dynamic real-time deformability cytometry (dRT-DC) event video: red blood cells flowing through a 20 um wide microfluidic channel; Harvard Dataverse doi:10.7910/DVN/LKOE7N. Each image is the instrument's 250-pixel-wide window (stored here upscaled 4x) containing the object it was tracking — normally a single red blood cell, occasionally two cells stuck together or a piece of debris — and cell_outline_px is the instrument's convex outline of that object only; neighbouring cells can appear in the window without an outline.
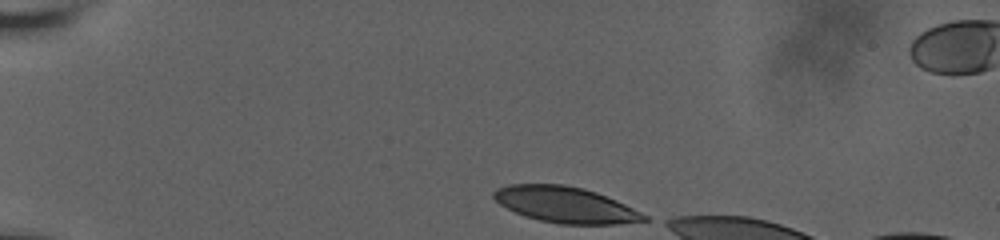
{"species": "human", "species_latin": "Homo sapiens", "temperature_condition": "room temperature", "stored_images_in_passage": 39, "camera_frame_rate_fps": 3000, "um_per_image_px": 0.085, "donor": {"sex": "male"}, "frame": {"image": 1, "passage_image": 1, "time_ms": 0.0, "image_size_px": [1000, 240], "cell_outline_px": [[648, 220], [616, 224], [560, 224], [540, 220], [524, 216], [500, 204], [492, 196], [492, 192], [496, 188], [508, 184], [564, 184], [584, 188], [596, 192], [616, 200], [648, 216]], "centroid_in_image_um": [48.03, 17.39], "position_along_channel_um": 37.0, "area_um2": 31.39}}
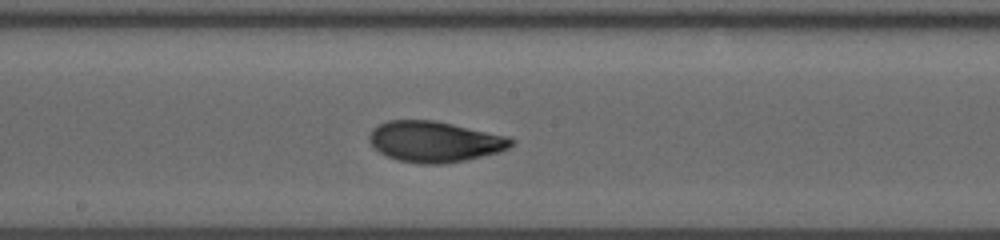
{"frame": {"image": 2, "passage_image": 21, "time_ms": 6.667, "image_size_px": [1000, 240], "cell_outline_px": [[516, 140], [508, 148], [500, 152], [464, 160], [440, 164], [420, 164], [400, 160], [388, 156], [380, 152], [368, 140], [368, 136], [372, 128], [388, 120], [432, 120], [452, 124], [508, 136]], "centroid_in_image_um": [36.95, 12.03], "position_along_channel_um": 211.3, "area_um2": 33.52}}
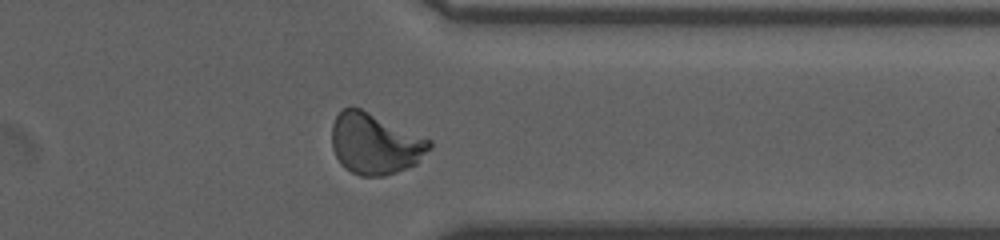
{"frame": {"image": 3, "passage_image": 35, "time_ms": 11.333, "image_size_px": [1000, 240], "cell_outline_px": [[432, 148], [416, 164], [396, 172], [384, 176], [360, 176], [344, 168], [340, 164], [332, 148], [332, 124], [336, 116], [344, 108], [352, 104], [432, 140]], "centroid_in_image_um": [31.87, 12.21], "position_along_channel_um": 379.5, "area_um2": 35.03}, "authors_computed_cell_mechanics": {"area_um2": 33.524, "velocity_mm_per_s": 3.6525, "shape_relaxation_time_tau1_ms": 4.8504, "shape_relaxation_time_tau2_ms": 1.0725, "deformation_change_tau1": 0.178, "deformation_change_tau2": 0.0528}}